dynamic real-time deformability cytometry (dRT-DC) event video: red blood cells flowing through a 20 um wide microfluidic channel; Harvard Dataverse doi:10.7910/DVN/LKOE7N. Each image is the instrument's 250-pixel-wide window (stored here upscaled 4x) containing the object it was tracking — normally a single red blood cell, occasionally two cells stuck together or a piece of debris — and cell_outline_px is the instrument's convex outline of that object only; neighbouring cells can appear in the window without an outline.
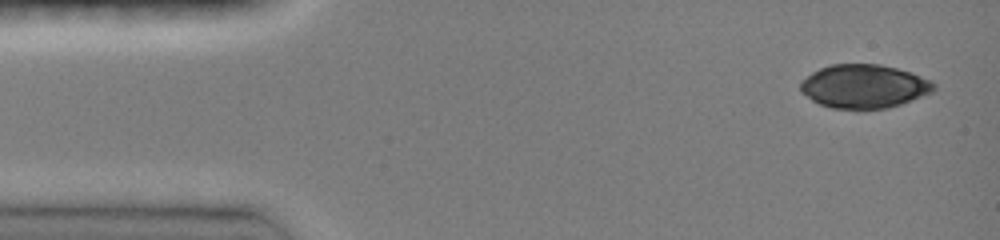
{"species": "common noctule bat (a hibernating species)", "species_latin": "Nyctalus noctula", "temperature_condition": "room temperature", "stored_images_in_passage": 19, "camera_frame_rate_fps": 3000, "um_per_image_px": 0.085, "animal": {"sex": "female", "body_mass_g": 19.0, "forearm_length_mm": 51.5}, "frame": {"image": 1, "passage_image": 1, "time_ms": 0.0, "image_size_px": [1000, 240], "cell_outline_px": [[936, 88], [932, 92], [912, 100], [888, 108], [832, 108], [820, 104], [812, 100], [800, 92], [800, 80], [812, 72], [820, 68], [832, 64], [880, 64], [912, 72], [932, 80], [936, 84]], "centroid_in_image_um": [73.45, 7.32], "position_along_channel_um": 11.6, "area_um2": 33.99}}
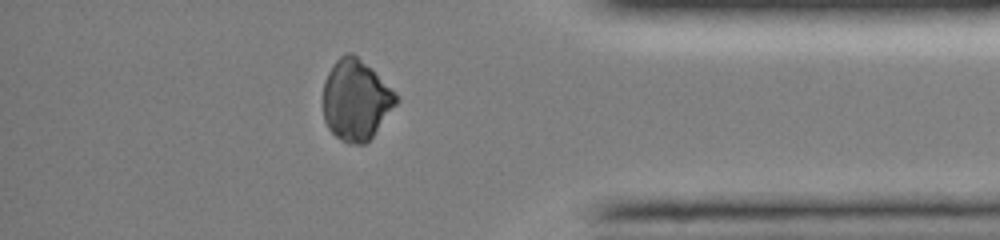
{"frame": {"image": 2, "passage_image": 17, "time_ms": 12.333, "image_size_px": [1000, 240], "cell_outline_px": [[400, 100], [372, 136], [364, 144], [348, 144], [340, 140], [328, 128], [324, 120], [324, 80], [332, 64], [340, 56], [348, 52], [352, 52], [400, 96]], "centroid_in_image_um": [30.25, 8.51], "position_along_channel_um": 405.0, "area_um2": 34.1}}